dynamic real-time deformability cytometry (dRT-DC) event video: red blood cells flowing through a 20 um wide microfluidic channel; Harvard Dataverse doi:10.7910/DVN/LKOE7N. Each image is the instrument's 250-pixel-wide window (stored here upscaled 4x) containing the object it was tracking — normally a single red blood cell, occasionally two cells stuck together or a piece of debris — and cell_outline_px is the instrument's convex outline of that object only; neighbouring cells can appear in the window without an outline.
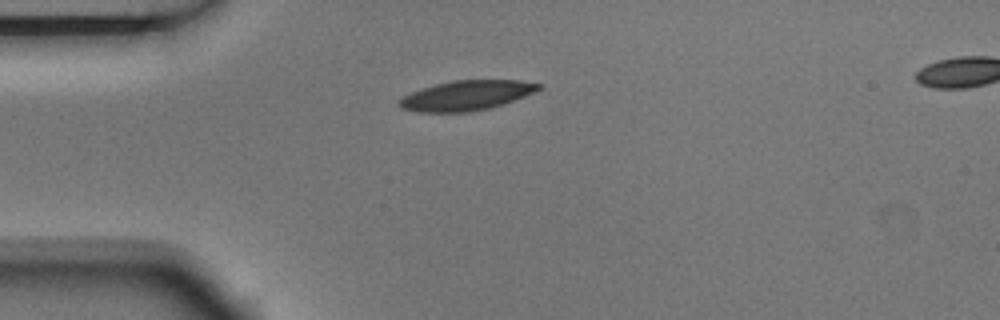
{"species": "Egyptian fruit bat (a non-hibernating species)", "species_latin": "Rousettus aegyptiacus", "temperature_condition": "room temperature", "stored_images_in_passage": 6, "camera_frame_rate_fps": 3000, "um_per_image_px": 0.085, "animal": {"sex": "male"}, "frame": {"image": 1, "passage_image": 1, "time_ms": 0.0, "image_size_px": [1000, 320], "cell_outline_px": [[544, 84], [536, 92], [504, 104], [488, 108], [468, 112], [420, 112], [404, 108], [400, 104], [400, 100], [404, 96], [412, 92], [436, 84], [456, 80], [520, 80]], "centroid_in_image_um": [39.74, 8.1], "position_along_channel_um": 45.3, "area_um2": 23.93}}
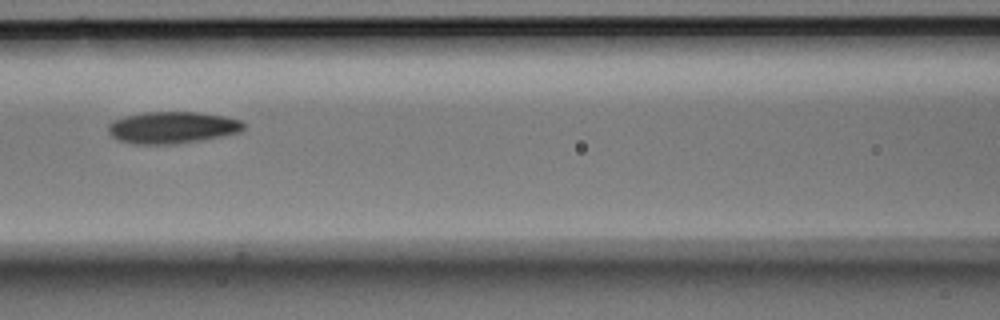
{"frame": {"image": 2, "passage_image": 4, "time_ms": 1.0, "image_size_px": [1000, 320], "cell_outline_px": [[244, 128], [240, 132], [200, 140], [176, 144], [136, 144], [120, 140], [112, 136], [108, 132], [108, 124], [112, 120], [124, 116], [144, 112], [200, 112], [224, 116], [240, 120], [244, 124]], "centroid_in_image_um": [14.62, 10.83], "position_along_channel_um": 152.0, "area_um2": 25.09}}
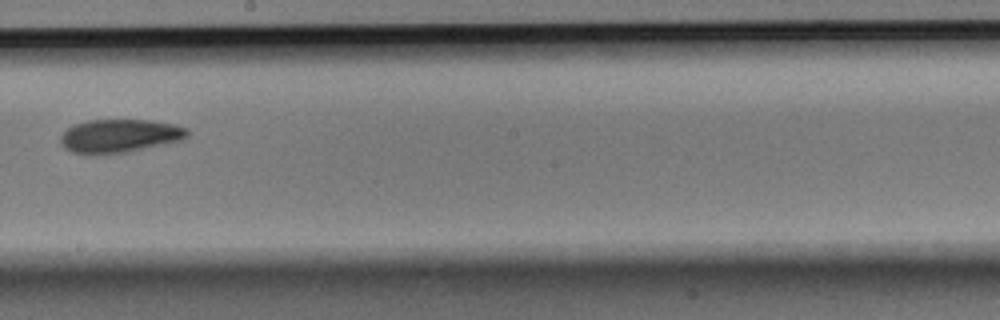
{"frame": {"image": 3, "passage_image": 6, "time_ms": 1.667, "image_size_px": [1000, 320], "cell_outline_px": [[188, 136], [180, 140], [164, 144], [128, 152], [96, 156], [92, 156], [72, 152], [64, 148], [60, 140], [60, 136], [72, 124], [88, 120], [152, 120], [176, 124], [188, 128]], "centroid_in_image_um": [10.14, 11.56], "position_along_channel_um": 238.1, "area_um2": 25.14}}